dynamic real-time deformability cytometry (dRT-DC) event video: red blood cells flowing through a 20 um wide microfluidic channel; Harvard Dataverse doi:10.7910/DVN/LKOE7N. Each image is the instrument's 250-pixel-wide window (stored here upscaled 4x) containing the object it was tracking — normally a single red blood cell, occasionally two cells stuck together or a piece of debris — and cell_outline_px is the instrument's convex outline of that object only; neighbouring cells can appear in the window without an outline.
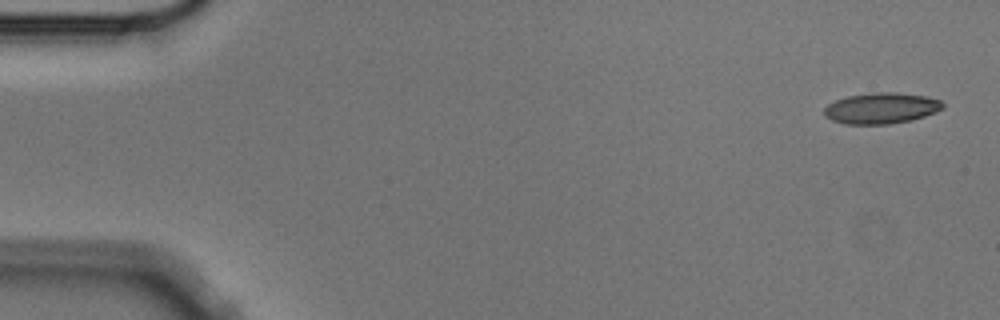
{"species": "Egyptian fruit bat (a non-hibernating species)", "species_latin": "Rousettus aegyptiacus", "temperature_condition": "cold", "stored_images_in_passage": 4, "camera_frame_rate_fps": 3000, "um_per_image_px": 0.085, "animal": {"sex": "male"}, "frame": {"image": 1, "passage_image": 1, "time_ms": 0.0, "image_size_px": [1000, 320], "cell_outline_px": [[944, 108], [936, 112], [912, 120], [888, 124], [844, 124], [832, 120], [824, 116], [824, 108], [828, 104], [836, 100], [848, 96], [872, 92], [896, 92], [928, 96], [940, 100], [944, 104]], "centroid_in_image_um": [74.92, 9.19], "position_along_channel_um": 10.1, "area_um2": 21.56}}
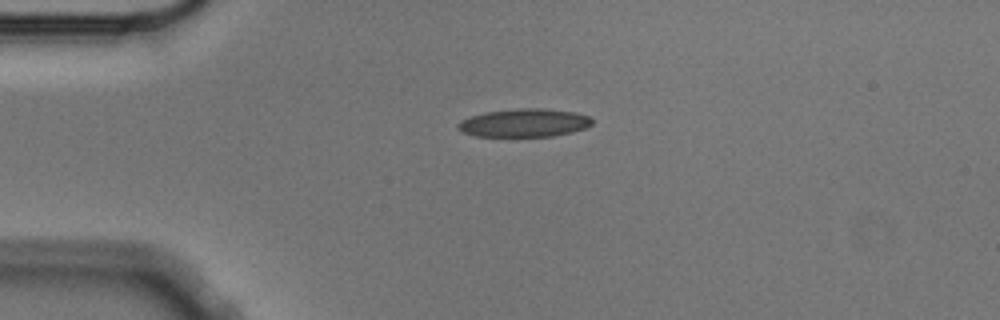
{"frame": {"image": 2, "passage_image": 4, "time_ms": 1.0, "image_size_px": [1000, 320], "cell_outline_px": [[592, 124], [584, 128], [572, 132], [552, 136], [476, 136], [460, 132], [456, 128], [456, 124], [460, 120], [484, 112], [520, 108], [540, 108], [576, 112], [588, 116], [592, 120]], "centroid_in_image_um": [44.51, 10.44], "position_along_channel_um": 40.5, "area_um2": 22.08}}